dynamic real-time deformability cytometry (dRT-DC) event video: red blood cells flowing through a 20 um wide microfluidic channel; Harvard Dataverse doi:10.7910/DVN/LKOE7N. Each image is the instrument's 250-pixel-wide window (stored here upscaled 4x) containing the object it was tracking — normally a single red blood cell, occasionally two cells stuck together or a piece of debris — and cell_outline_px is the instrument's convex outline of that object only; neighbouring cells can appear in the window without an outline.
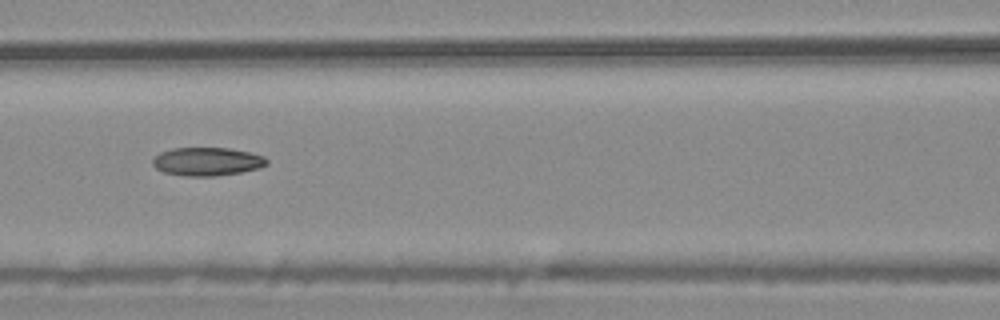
{"species": "common noctule bat (a hibernating species)", "species_latin": "Nyctalus noctula", "temperature_condition": "warm", "stored_images_in_passage": 3, "camera_frame_rate_fps": 3000, "um_per_image_px": 0.085, "animal": {"sex": "male", "body_mass_g": 20.4}, "frame": {"image": 1, "passage_image": 3, "time_ms": 0.667, "image_size_px": [1000, 320], "cell_outline_px": [[268, 164], [260, 168], [240, 172], [216, 176], [184, 176], [164, 172], [156, 168], [152, 164], [152, 160], [160, 152], [172, 148], [228, 148], [248, 152], [264, 156], [268, 160]], "centroid_in_image_um": [17.61, 13.73], "position_along_channel_um": 149.0, "area_um2": 18.84}}